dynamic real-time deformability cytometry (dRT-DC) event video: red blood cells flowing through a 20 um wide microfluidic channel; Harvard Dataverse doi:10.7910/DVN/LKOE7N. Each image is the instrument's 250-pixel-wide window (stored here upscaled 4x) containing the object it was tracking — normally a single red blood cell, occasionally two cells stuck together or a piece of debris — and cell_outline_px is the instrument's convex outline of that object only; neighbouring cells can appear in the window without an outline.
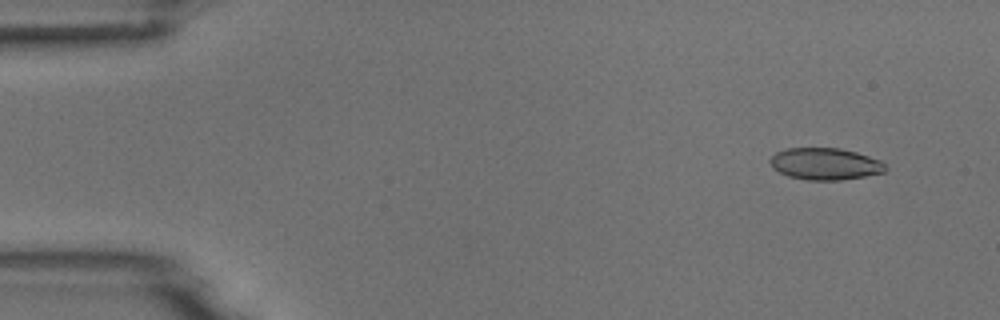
{"species": "common noctule bat (a hibernating species)", "species_latin": "Nyctalus noctula", "temperature_condition": "room temperature", "stored_images_in_passage": 5, "camera_frame_rate_fps": 3000, "um_per_image_px": 0.085, "animal": {"sex": "male", "body_mass_g": 18.8}, "frame": {"image": 1, "passage_image": 1, "time_ms": 0.0, "image_size_px": [1000, 320], "cell_outline_px": [[888, 168], [884, 172], [864, 176], [840, 180], [808, 180], [788, 176], [772, 168], [768, 160], [776, 152], [788, 148], [840, 148], [856, 152], [880, 160]], "centroid_in_image_um": [70.12, 13.93], "position_along_channel_um": 14.9, "area_um2": 21.39}}
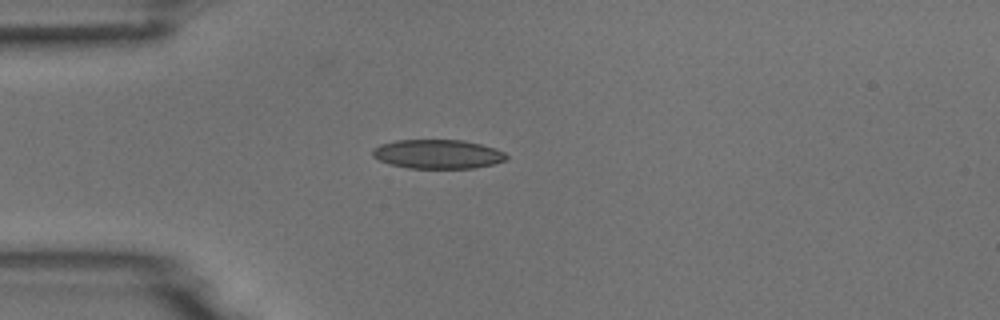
{"frame": {"image": 2, "passage_image": 4, "time_ms": 1.0, "image_size_px": [1000, 320], "cell_outline_px": [[508, 160], [492, 164], [472, 168], [408, 168], [388, 164], [372, 156], [372, 148], [380, 144], [396, 140], [464, 140], [496, 148], [504, 152], [508, 156]], "centroid_in_image_um": [37.2, 13.1], "position_along_channel_um": 47.8, "area_um2": 22.83}}